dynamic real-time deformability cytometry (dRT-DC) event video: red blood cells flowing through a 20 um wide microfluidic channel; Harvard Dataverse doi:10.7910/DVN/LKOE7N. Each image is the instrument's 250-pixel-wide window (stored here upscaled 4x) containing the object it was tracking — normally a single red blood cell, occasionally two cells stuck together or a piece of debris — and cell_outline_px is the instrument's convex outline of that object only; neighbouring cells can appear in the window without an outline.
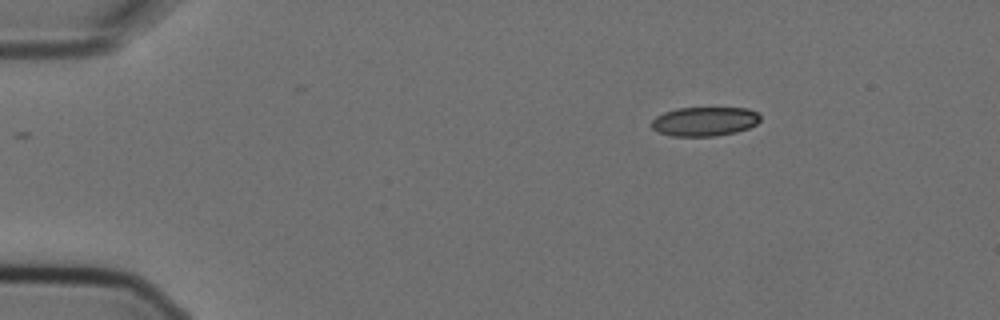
{"species": "Egyptian fruit bat (a non-hibernating species)", "species_latin": "Rousettus aegyptiacus", "temperature_condition": "cold", "stored_images_in_passage": 3, "camera_frame_rate_fps": 3000, "um_per_image_px": 0.085, "animal": {"sex": "female"}, "frame": {"image": 1, "passage_image": 1, "time_ms": 0.0, "image_size_px": [1000, 320], "cell_outline_px": [[760, 120], [756, 124], [748, 128], [736, 132], [716, 136], [672, 136], [656, 132], [652, 128], [652, 120], [656, 116], [664, 112], [676, 108], [748, 108], [756, 112], [760, 116]], "centroid_in_image_um": [59.87, 10.32], "position_along_channel_um": 25.1, "area_um2": 18.55}}